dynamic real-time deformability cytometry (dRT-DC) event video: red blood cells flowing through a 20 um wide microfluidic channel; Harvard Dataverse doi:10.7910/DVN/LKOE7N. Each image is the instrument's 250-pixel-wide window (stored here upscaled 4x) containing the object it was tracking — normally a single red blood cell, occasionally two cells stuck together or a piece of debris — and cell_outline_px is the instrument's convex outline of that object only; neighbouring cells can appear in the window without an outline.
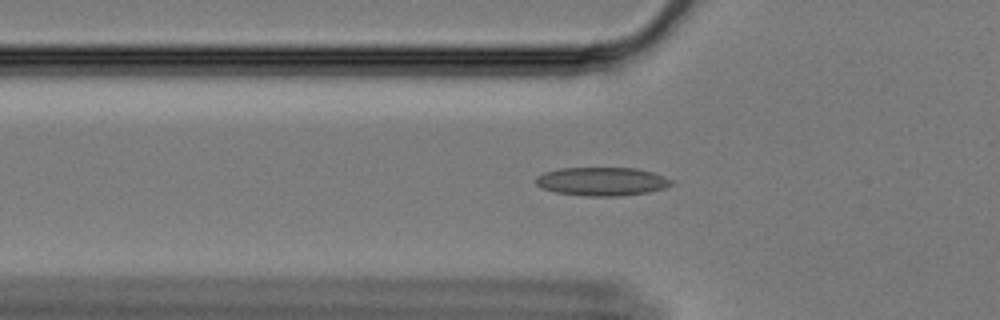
{"species": "Egyptian fruit bat (a non-hibernating species)", "species_latin": "Rousettus aegyptiacus", "temperature_condition": "cold", "stored_images_in_passage": 59, "camera_frame_rate_fps": 3000, "um_per_image_px": 0.085, "animal": {"sex": "female"}, "frame": {"image": 1, "passage_image": 19, "time_ms": 6.0, "image_size_px": [1000, 320], "cell_outline_px": [[672, 184], [664, 188], [648, 192], [620, 196], [584, 196], [556, 192], [540, 188], [536, 184], [536, 176], [544, 172], [560, 168], [636, 168], [652, 172], [664, 176], [672, 180]], "centroid_in_image_um": [51.14, 15.42], "position_along_channel_um": 74.7, "area_um2": 22.54}}
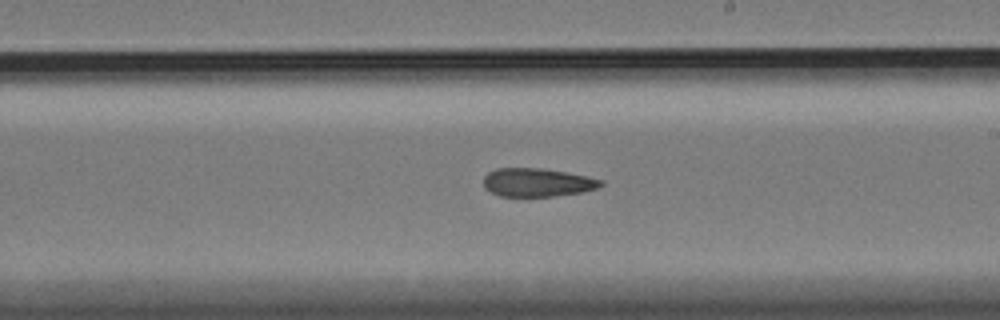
{"frame": {"image": 2, "passage_image": 34, "time_ms": 11.0, "image_size_px": [1000, 320], "cell_outline_px": [[604, 184], [596, 188], [584, 192], [552, 196], [500, 196], [484, 188], [484, 176], [488, 172], [496, 168], [540, 168], [588, 176], [604, 180]], "centroid_in_image_um": [45.68, 15.5], "position_along_channel_um": 243.3, "area_um2": 19.42}}
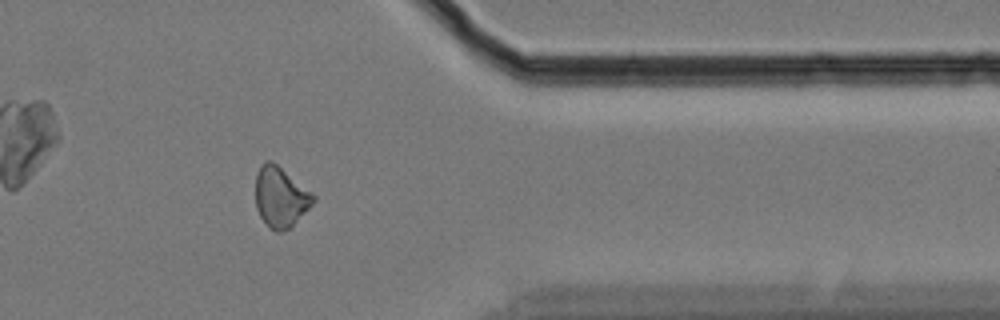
{"frame": {"image": 3, "passage_image": 48, "time_ms": 15.667, "image_size_px": [1000, 320], "cell_outline_px": [[316, 200], [288, 228], [280, 232], [276, 232], [260, 216], [256, 208], [256, 172], [260, 164], [268, 160], [272, 160], [312, 192], [316, 196]], "centroid_in_image_um": [23.83, 16.69], "position_along_channel_um": 387.6, "area_um2": 20.0}, "authors_computed_cell_mechanics": {"area_um2": 20.3456, "velocity_mm_per_s": 3.3532, "shape_relaxation_time_tau1_ms": null, "shape_relaxation_time_tau2_ms": 8.7849, "deformation_change_tau1": null, "deformation_change_tau2": 0.179}}